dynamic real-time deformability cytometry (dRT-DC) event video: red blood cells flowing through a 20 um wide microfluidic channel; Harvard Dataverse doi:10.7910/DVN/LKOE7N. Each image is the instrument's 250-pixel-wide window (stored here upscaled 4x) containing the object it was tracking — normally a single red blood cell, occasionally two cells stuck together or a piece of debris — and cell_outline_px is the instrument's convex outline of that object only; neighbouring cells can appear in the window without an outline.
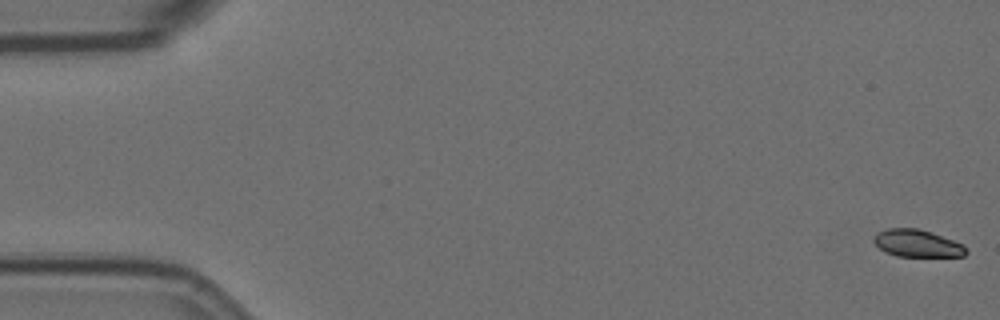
{"species": "Egyptian fruit bat (a non-hibernating species)", "species_latin": "Rousettus aegyptiacus", "temperature_condition": "room temperature", "stored_images_in_passage": 59, "camera_frame_rate_fps": 3000, "um_per_image_px": 0.085, "animal": {"sex": "female"}, "frame": {"image": 1, "passage_image": 1, "time_ms": 0.0, "image_size_px": [1000, 320], "cell_outline_px": [[968, 252], [964, 256], [896, 256], [884, 252], [872, 240], [880, 232], [888, 228], [916, 228], [932, 232], [964, 244], [968, 248]], "centroid_in_image_um": [78.01, 20.69], "position_along_channel_um": 7.0, "area_um2": 14.68}}
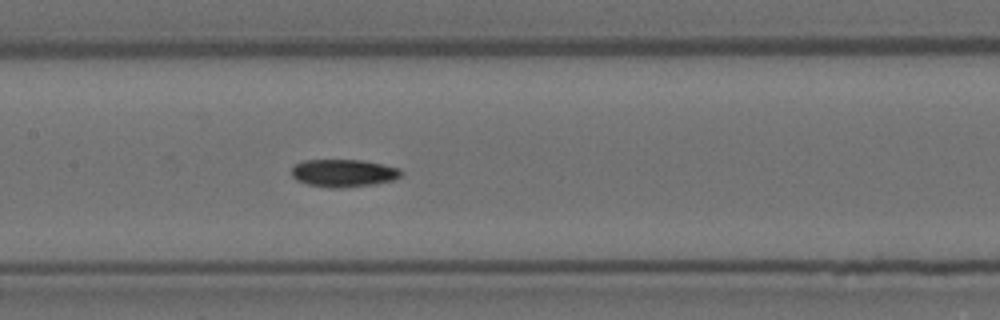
{"frame": {"image": 2, "passage_image": 28, "time_ms": 9.0, "image_size_px": [1000, 320], "cell_outline_px": [[404, 172], [400, 176], [392, 180], [376, 184], [340, 188], [328, 188], [308, 184], [296, 180], [292, 176], [292, 168], [296, 164], [304, 160], [364, 160], [384, 164], [400, 168]], "centroid_in_image_um": [29.23, 14.71], "position_along_channel_um": 178.2, "area_um2": 17.8}}
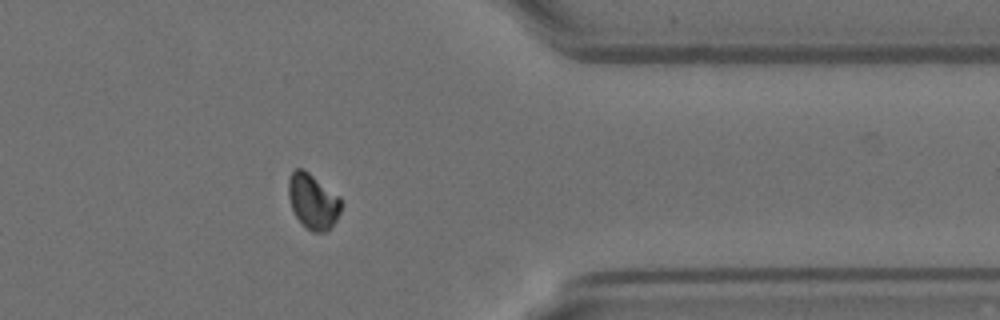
{"frame": {"image": 3, "passage_image": 47, "time_ms": 15.333, "image_size_px": [1000, 320], "cell_outline_px": [[340, 212], [336, 220], [324, 232], [312, 232], [296, 216], [292, 208], [288, 196], [288, 180], [292, 172], [296, 168], [304, 168], [340, 196]], "centroid_in_image_um": [26.59, 17.07], "position_along_channel_um": 384.8, "area_um2": 16.76}}